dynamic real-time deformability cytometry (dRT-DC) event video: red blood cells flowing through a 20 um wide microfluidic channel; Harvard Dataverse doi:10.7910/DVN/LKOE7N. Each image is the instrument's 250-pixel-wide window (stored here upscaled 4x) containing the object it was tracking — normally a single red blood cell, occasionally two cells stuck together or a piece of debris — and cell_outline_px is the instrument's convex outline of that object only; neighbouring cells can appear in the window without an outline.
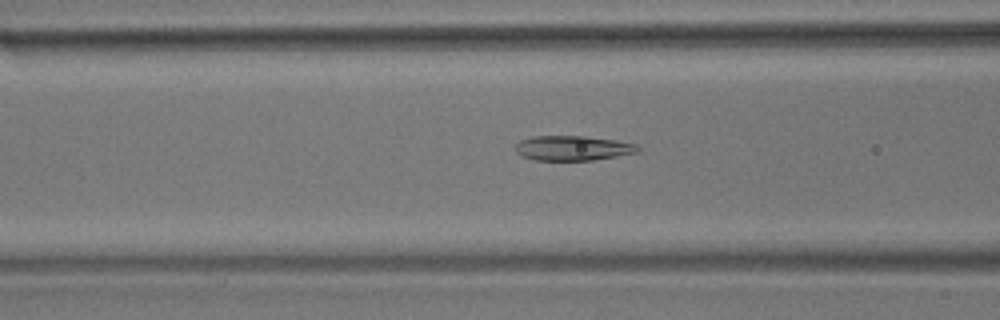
{"species": "common noctule bat (a hibernating species)", "species_latin": "Nyctalus noctula", "temperature_condition": "room temperature", "stored_images_in_passage": 58, "camera_frame_rate_fps": 3000, "um_per_image_px": 0.085, "animal": {"sex": "male", "body_mass_g": 17.9}, "frame": {"image": 1, "passage_image": 24, "time_ms": 7.667, "image_size_px": [1000, 320], "cell_outline_px": [[640, 152], [592, 160], [532, 160], [520, 156], [516, 152], [516, 144], [520, 140], [532, 136], [584, 136], [616, 140], [640, 144]], "centroid_in_image_um": [48.7, 12.59], "position_along_channel_um": 117.9, "area_um2": 17.92}}
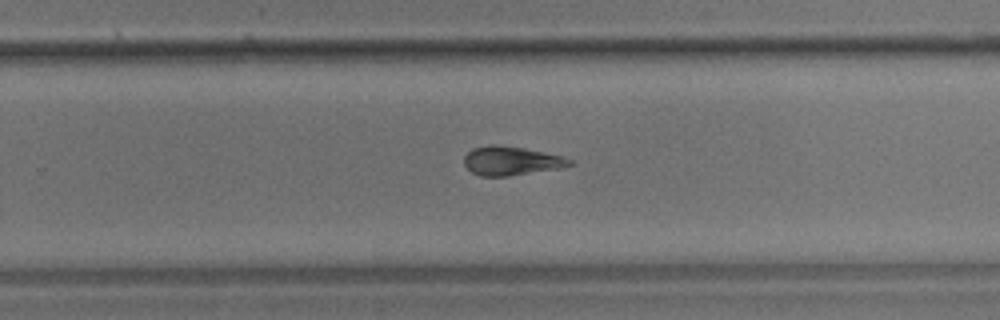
{"frame": {"image": 2, "passage_image": 38, "time_ms": 12.333, "image_size_px": [1000, 320], "cell_outline_px": [[572, 164], [560, 168], [508, 176], [480, 176], [472, 172], [464, 164], [464, 156], [472, 148], [488, 144], [496, 144], [524, 148], [564, 156], [572, 160]], "centroid_in_image_um": [43.43, 13.66], "position_along_channel_um": 286.4, "area_um2": 17.8}}
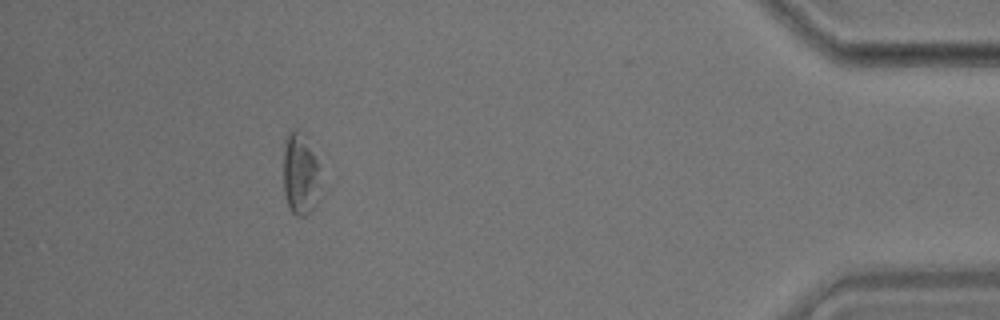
{"frame": {"image": 3, "passage_image": 53, "time_ms": 17.333, "image_size_px": [1000, 320], "cell_outline_px": [[320, 200], [304, 216], [296, 216], [288, 208], [284, 192], [284, 136], [292, 128], [304, 132], [320, 168]], "centroid_in_image_um": [25.54, 14.77], "position_along_channel_um": 409.7, "area_um2": 18.32}, "authors_computed_cell_mechanics": {"area_um2": 18.9006, "velocity_mm_per_s": 3.6051, "shape_relaxation_time_tau1_ms": 6.3802, "shape_relaxation_time_tau2_ms": 2.7936, "deformation_change_tau1": 0.176, "deformation_change_tau2": 0.0973}}